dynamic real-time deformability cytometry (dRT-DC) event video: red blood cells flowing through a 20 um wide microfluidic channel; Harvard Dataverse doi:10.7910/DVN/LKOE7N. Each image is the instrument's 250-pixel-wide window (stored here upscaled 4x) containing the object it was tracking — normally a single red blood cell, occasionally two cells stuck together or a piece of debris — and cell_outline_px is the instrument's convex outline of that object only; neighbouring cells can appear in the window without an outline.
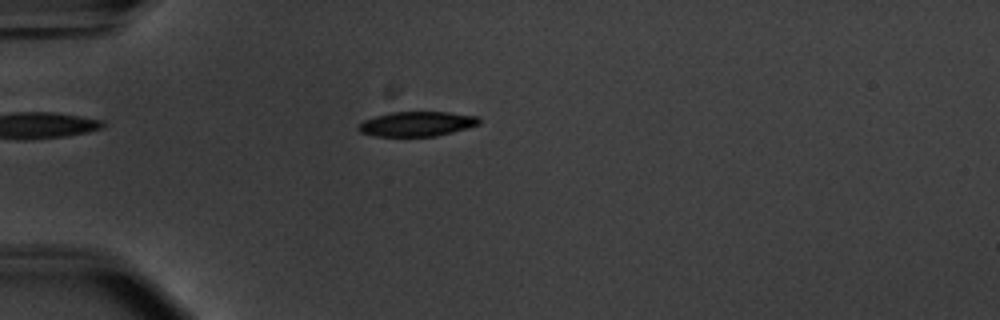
{"species": "common noctule bat (a hibernating species)", "species_latin": "Nyctalus noctula", "temperature_condition": "warm", "stored_images_in_passage": 51, "camera_frame_rate_fps": 3000, "um_per_image_px": 0.085, "animal": {"sex": "male", "body_mass_g": 20.1, "forearm_length_mm": 53.5}, "frame": {"image": 1, "passage_image": 12, "time_ms": 3.667, "image_size_px": [1000, 320], "cell_outline_px": [[480, 124], [468, 128], [436, 136], [376, 136], [360, 132], [356, 128], [364, 120], [376, 116], [392, 112], [448, 112], [480, 116]], "centroid_in_image_um": [35.47, 10.53], "position_along_channel_um": 49.5, "area_um2": 17.4}}
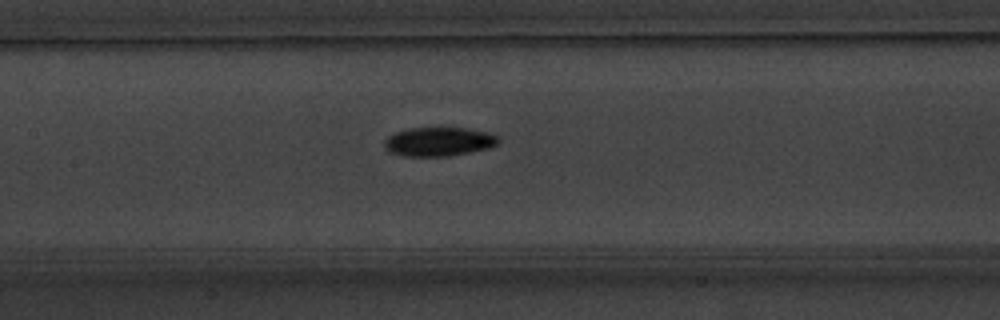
{"frame": {"image": 2, "passage_image": 23, "time_ms": 7.333, "image_size_px": [1000, 320], "cell_outline_px": [[500, 140], [496, 144], [488, 148], [448, 156], [404, 156], [392, 152], [384, 148], [384, 140], [388, 136], [396, 132], [408, 128], [468, 128], [488, 132], [496, 136]], "centroid_in_image_um": [37.27, 12.03], "position_along_channel_um": 170.1, "area_um2": 19.07}}
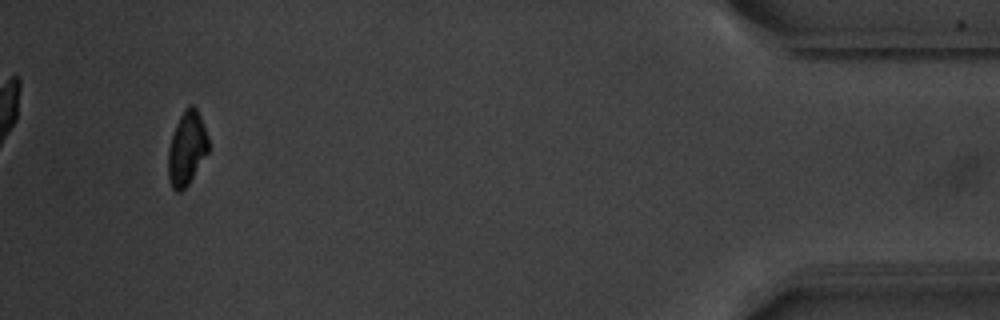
{"frame": {"image": 3, "passage_image": 48, "time_ms": 15.667, "image_size_px": [1000, 320], "cell_outline_px": [[208, 152], [188, 184], [180, 192], [176, 192], [172, 188], [168, 180], [168, 148], [176, 124], [184, 108], [192, 104], [196, 108], [200, 116], [208, 136]], "centroid_in_image_um": [15.86, 12.62], "position_along_channel_um": 419.3, "area_um2": 17.22}, "authors_computed_cell_mechanics": {"area_um2": 18.3804, "velocity_mm_per_s": 3.7655, "shape_relaxation_time_tau1_ms": 2.1822, "shape_relaxation_time_tau2_ms": null, "deformation_change_tau1": 0.1246, "deformation_change_tau2": null}}